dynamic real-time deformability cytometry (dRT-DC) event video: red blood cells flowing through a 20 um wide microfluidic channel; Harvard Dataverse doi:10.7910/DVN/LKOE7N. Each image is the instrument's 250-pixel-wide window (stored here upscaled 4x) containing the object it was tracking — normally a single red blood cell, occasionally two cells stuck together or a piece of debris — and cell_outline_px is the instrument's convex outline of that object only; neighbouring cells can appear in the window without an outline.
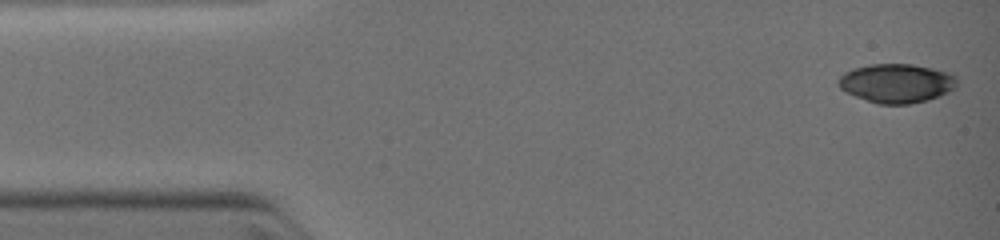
{"species": "common noctule bat (a hibernating species)", "species_latin": "Nyctalus noctula", "temperature_condition": "warm", "stored_images_in_passage": 57, "camera_frame_rate_fps": 3000, "um_per_image_px": 0.085, "animal": {"sex": "female", "body_mass_g": 19.0, "forearm_length_mm": 51.5}, "frame": {"image": 1, "passage_image": 1, "time_ms": 0.0, "image_size_px": [1000, 240], "cell_outline_px": [[956, 84], [948, 92], [940, 96], [928, 100], [908, 104], [876, 104], [844, 92], [836, 84], [836, 80], [844, 72], [852, 68], [872, 64], [912, 64], [952, 72], [956, 76]], "centroid_in_image_um": [76.17, 7.07], "position_along_channel_um": 8.8, "area_um2": 27.28}}
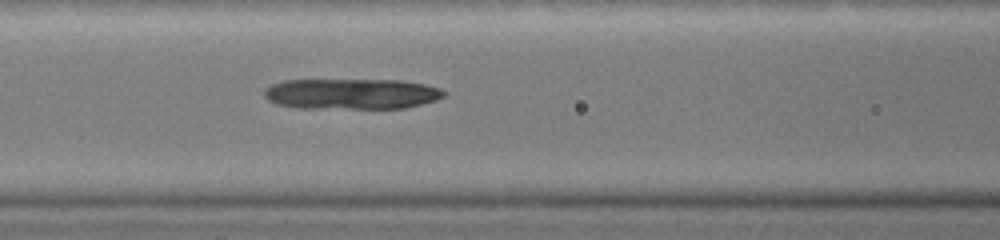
{"frame": {"image": 2, "passage_image": 20, "time_ms": 4.667, "image_size_px": [1000, 240], "cell_outline_px": [[448, 92], [444, 96], [436, 100], [404, 108], [296, 108], [276, 104], [268, 100], [264, 96], [264, 88], [272, 84], [284, 80], [400, 80], [424, 84], [440, 88]], "centroid_in_image_um": [29.86, 7.98], "position_along_channel_um": 136.7, "area_um2": 32.25}}
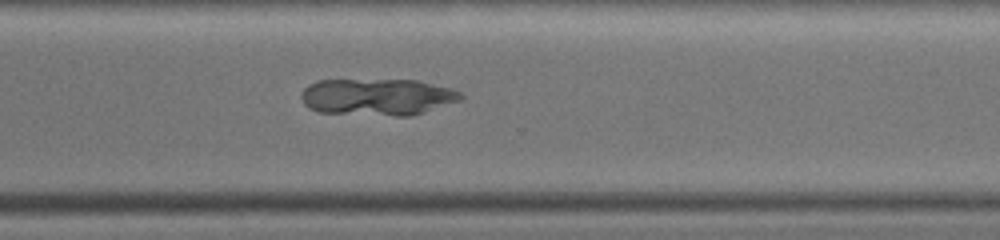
{"frame": {"image": 3, "passage_image": 37, "time_ms": 8.667, "image_size_px": [1000, 240], "cell_outline_px": [[464, 100], [412, 116], [396, 116], [320, 112], [308, 108], [304, 104], [300, 96], [300, 92], [308, 84], [316, 80], [416, 80], [448, 88], [460, 92], [464, 96]], "centroid_in_image_um": [32.07, 8.25], "position_along_channel_um": 338.5, "area_um2": 34.51}}